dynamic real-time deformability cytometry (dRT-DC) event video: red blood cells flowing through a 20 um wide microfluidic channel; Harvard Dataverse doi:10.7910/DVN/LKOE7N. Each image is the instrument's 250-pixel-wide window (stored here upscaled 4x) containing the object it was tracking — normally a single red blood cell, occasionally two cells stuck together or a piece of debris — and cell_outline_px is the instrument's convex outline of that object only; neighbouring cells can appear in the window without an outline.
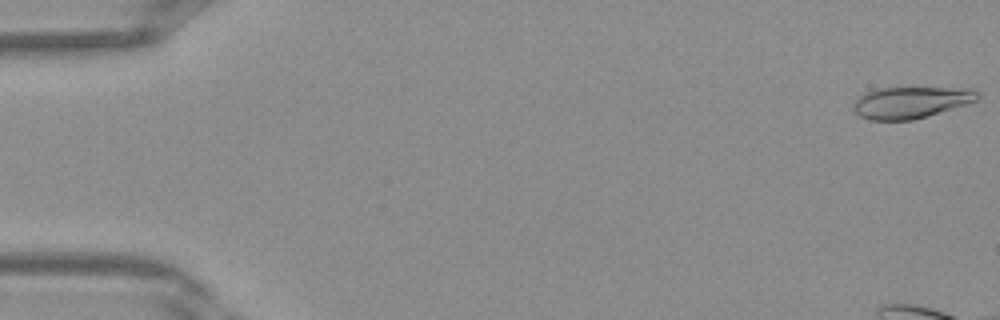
{"species": "Egyptian fruit bat (a non-hibernating species)", "species_latin": "Rousettus aegyptiacus", "temperature_condition": "warm", "stored_images_in_passage": 10, "camera_frame_rate_fps": 3000, "um_per_image_px": 0.085, "frame": {"image": 1, "passage_image": 1, "time_ms": 0.0, "image_size_px": [1000, 320], "cell_outline_px": [[980, 96], [976, 100], [928, 116], [912, 120], [868, 120], [860, 116], [852, 108], [852, 104], [856, 96], [876, 88], [972, 88], [980, 92]], "centroid_in_image_um": [77.37, 8.7], "position_along_channel_um": 7.6, "area_um2": 22.95}}